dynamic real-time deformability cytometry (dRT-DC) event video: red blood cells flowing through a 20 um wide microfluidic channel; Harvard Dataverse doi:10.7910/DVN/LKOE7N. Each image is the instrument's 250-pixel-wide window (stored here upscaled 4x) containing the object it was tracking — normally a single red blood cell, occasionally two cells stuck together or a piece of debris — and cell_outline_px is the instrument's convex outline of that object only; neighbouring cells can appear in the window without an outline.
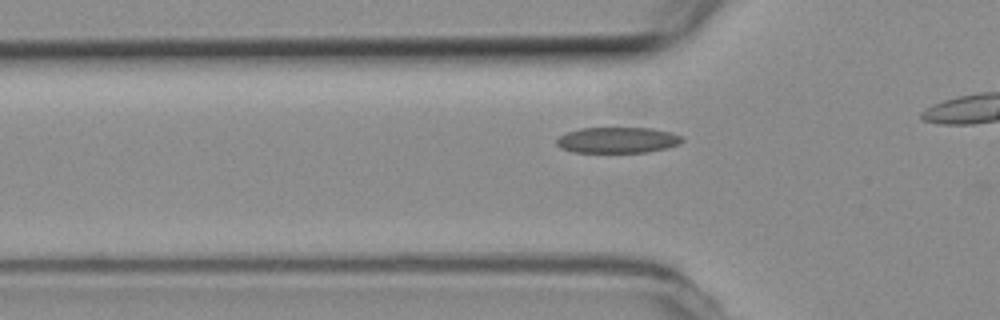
{"species": "common noctule bat (a hibernating species)", "species_latin": "Nyctalus noctula", "temperature_condition": "room temperature", "stored_images_in_passage": 5, "camera_frame_rate_fps": 3000, "um_per_image_px": 0.085, "animal": {"sex": "female", "body_mass_g": 19.3, "forearm_length_mm": 54.1}, "frame": {"image": 1, "passage_image": 3, "time_ms": 0.667, "image_size_px": [1000, 320], "cell_outline_px": [[684, 140], [680, 144], [668, 148], [648, 152], [572, 152], [560, 148], [556, 144], [556, 140], [560, 136], [568, 132], [580, 128], [652, 128], [684, 136]], "centroid_in_image_um": [52.52, 11.91], "position_along_channel_um": 73.3, "area_um2": 19.02}}